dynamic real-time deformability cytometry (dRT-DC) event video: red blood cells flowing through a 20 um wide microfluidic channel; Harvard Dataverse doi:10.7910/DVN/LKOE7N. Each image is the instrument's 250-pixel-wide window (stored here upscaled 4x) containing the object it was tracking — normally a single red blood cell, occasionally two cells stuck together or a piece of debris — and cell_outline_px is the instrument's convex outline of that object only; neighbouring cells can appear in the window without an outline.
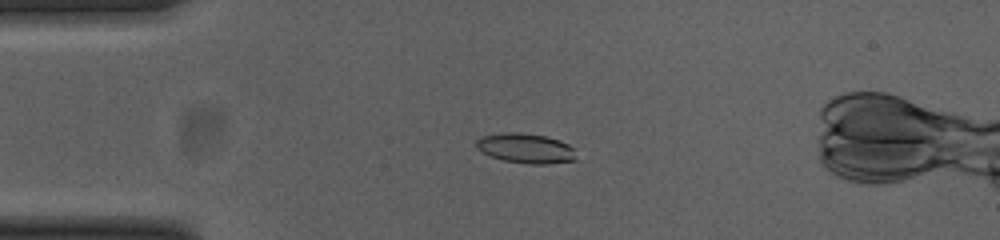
{"species": "common noctule bat (a hibernating species)", "species_latin": "Nyctalus noctula", "temperature_condition": "cold", "stored_images_in_passage": 45, "camera_frame_rate_fps": 3000, "um_per_image_px": 0.085, "animal": {"sex": "female", "body_mass_g": 23.0, "forearm_length_mm": 53.4}, "frame": {"image": 1, "passage_image": 5, "time_ms": 1.333, "image_size_px": [1000, 240], "cell_outline_px": [[576, 160], [548, 164], [532, 164], [504, 160], [492, 156], [476, 148], [476, 140], [480, 136], [504, 132], [516, 132], [544, 136], [560, 140], [576, 148]], "centroid_in_image_um": [44.72, 12.6], "position_along_channel_um": 40.3, "area_um2": 17.4}}
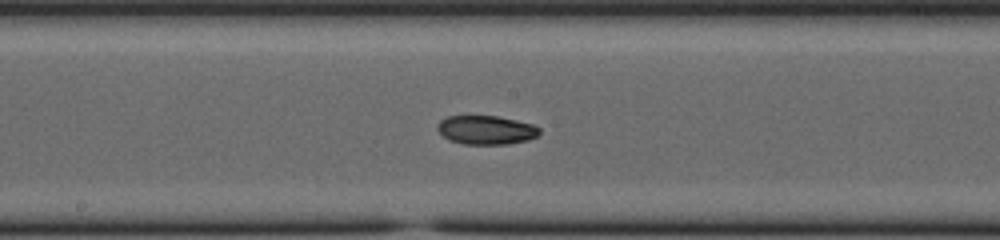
{"frame": {"image": 2, "passage_image": 20, "time_ms": 6.333, "image_size_px": [1000, 240], "cell_outline_px": [[540, 132], [536, 136], [528, 140], [508, 144], [464, 144], [448, 140], [436, 128], [436, 124], [440, 120], [448, 116], [496, 116], [516, 120], [532, 124], [540, 128]], "centroid_in_image_um": [41.3, 11.05], "position_along_channel_um": 206.9, "area_um2": 17.17}}
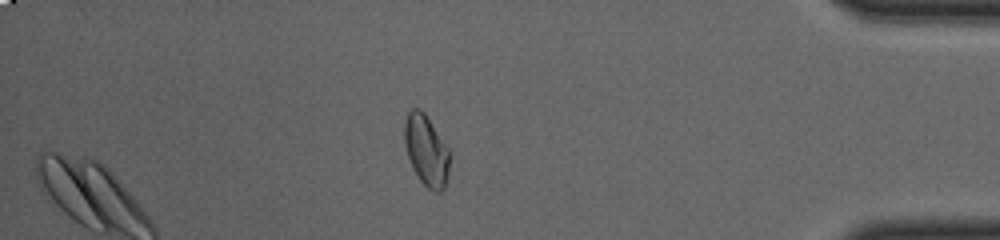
{"frame": {"image": 3, "passage_image": 38, "time_ms": 12.333, "image_size_px": [1000, 240], "cell_outline_px": [[448, 172], [444, 188], [440, 192], [436, 192], [428, 188], [420, 180], [408, 156], [404, 144], [404, 124], [408, 112], [412, 108], [420, 108], [424, 112], [448, 148]], "centroid_in_image_um": [36.21, 12.76], "position_along_channel_um": 399.0, "area_um2": 18.21}}